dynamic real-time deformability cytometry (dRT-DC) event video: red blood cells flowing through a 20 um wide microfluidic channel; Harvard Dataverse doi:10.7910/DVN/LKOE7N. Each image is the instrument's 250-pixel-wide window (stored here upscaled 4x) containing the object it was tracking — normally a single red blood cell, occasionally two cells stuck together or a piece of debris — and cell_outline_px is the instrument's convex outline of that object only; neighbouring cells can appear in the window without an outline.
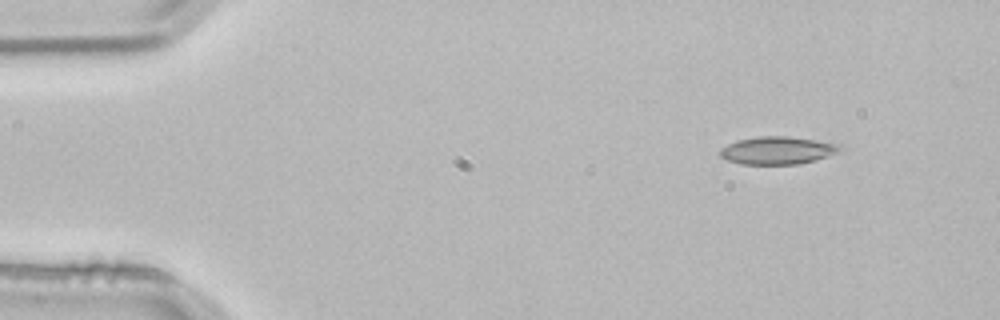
{"species": "common noctule bat (a hibernating species)", "species_latin": "Nyctalus noctula", "temperature_condition": "room temperature", "stored_images_in_passage": 4, "segment_of_instrument_passage": [2, 2], "camera_frame_rate_fps": 3000, "um_per_image_px": 0.085, "animal": {"sex": "male", "body_mass_g": 21.5, "forearm_length_mm": 52.0}, "frame": {"image": 1, "passage_image": 4, "time_ms": 1.0, "image_size_px": [1000, 320], "cell_outline_px": [[848, 148], [840, 152], [816, 160], [796, 164], [740, 164], [728, 160], [720, 156], [720, 148], [736, 140], [756, 136], [788, 136], [840, 144]], "centroid_in_image_um": [66.13, 12.78], "position_along_channel_um": 18.9, "area_um2": 19.59}}